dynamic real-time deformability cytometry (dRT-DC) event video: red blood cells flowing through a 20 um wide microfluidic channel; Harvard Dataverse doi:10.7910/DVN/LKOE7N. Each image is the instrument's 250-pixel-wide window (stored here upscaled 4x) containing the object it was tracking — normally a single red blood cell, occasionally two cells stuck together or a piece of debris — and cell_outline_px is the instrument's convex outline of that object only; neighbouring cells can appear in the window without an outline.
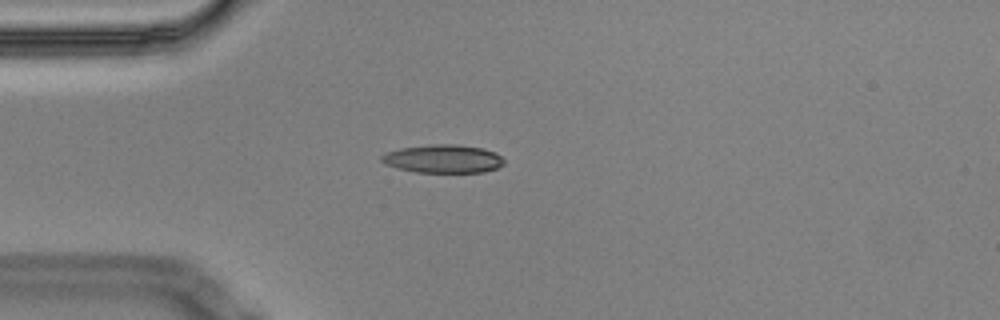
{"species": "Egyptian fruit bat (a non-hibernating species)", "species_latin": "Rousettus aegyptiacus", "temperature_condition": "cold", "stored_images_in_passage": 4, "camera_frame_rate_fps": 3000, "um_per_image_px": 0.085, "animal": {"sex": "male"}, "frame": {"image": 1, "passage_image": 4, "time_ms": 1.0, "image_size_px": [1000, 320], "cell_outline_px": [[504, 164], [496, 168], [484, 172], [416, 172], [396, 168], [384, 164], [380, 160], [380, 156], [388, 152], [400, 148], [432, 144], [456, 144], [480, 148], [496, 152], [504, 160]], "centroid_in_image_um": [37.64, 13.5], "position_along_channel_um": 47.4, "area_um2": 20.17}}